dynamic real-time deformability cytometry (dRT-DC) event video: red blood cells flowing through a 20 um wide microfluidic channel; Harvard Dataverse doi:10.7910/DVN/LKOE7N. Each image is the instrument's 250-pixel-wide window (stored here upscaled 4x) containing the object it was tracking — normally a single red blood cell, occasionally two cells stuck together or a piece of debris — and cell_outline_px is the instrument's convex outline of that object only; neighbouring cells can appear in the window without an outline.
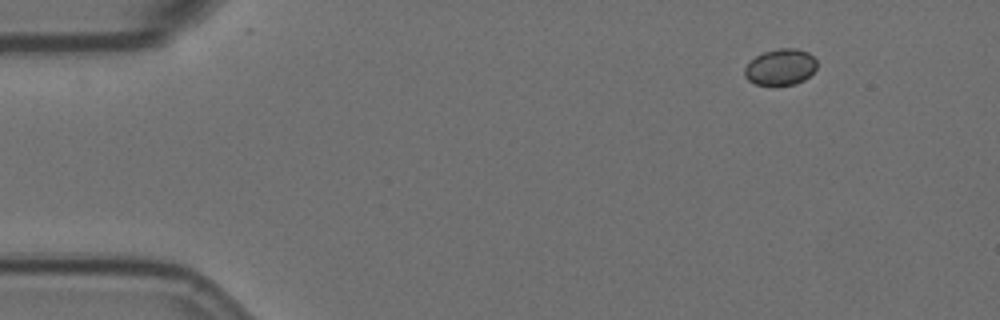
{"species": "Egyptian fruit bat (a non-hibernating species)", "species_latin": "Rousettus aegyptiacus", "temperature_condition": "room temperature", "stored_images_in_passage": 53, "camera_frame_rate_fps": 3000, "um_per_image_px": 0.085, "animal": {"sex": "female"}, "frame": {"image": 1, "passage_image": 1, "time_ms": 0.0, "image_size_px": [1000, 320], "cell_outline_px": [[816, 68], [804, 80], [796, 84], [756, 84], [748, 80], [744, 76], [744, 68], [756, 56], [764, 52], [776, 48], [796, 48], [808, 52], [816, 60]], "centroid_in_image_um": [66.34, 5.68], "position_along_channel_um": 18.7, "area_um2": 15.09}}
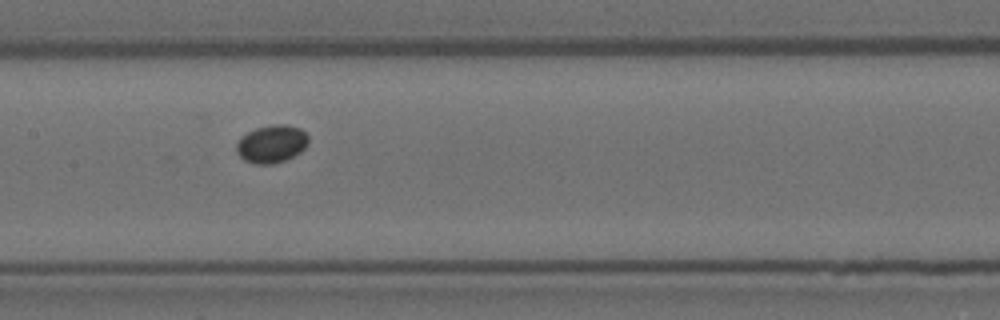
{"frame": {"image": 2, "passage_image": 23, "time_ms": 7.333, "image_size_px": [1000, 320], "cell_outline_px": [[308, 144], [300, 152], [284, 160], [272, 164], [252, 164], [244, 160], [236, 152], [236, 140], [240, 136], [256, 128], [272, 124], [288, 124], [300, 128], [308, 136]], "centroid_in_image_um": [23.05, 12.22], "position_along_channel_um": 184.3, "area_um2": 16.01}}
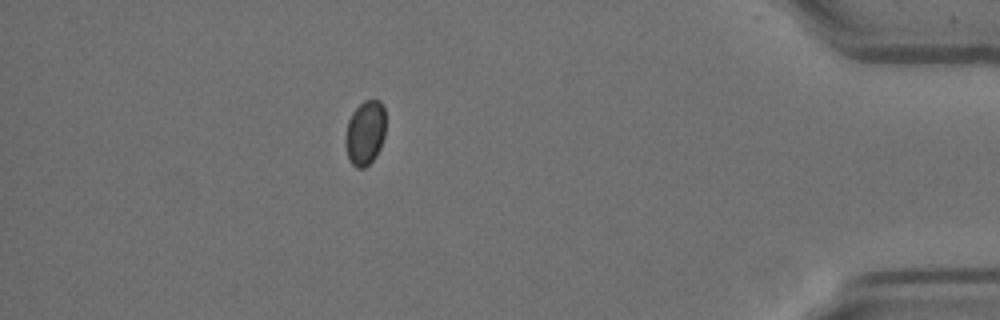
{"frame": {"image": 3, "passage_image": 46, "time_ms": 15.0, "image_size_px": [1000, 320], "cell_outline_px": [[384, 136], [380, 148], [376, 156], [364, 168], [356, 168], [352, 164], [348, 156], [348, 120], [352, 112], [364, 100], [380, 100], [384, 108]], "centroid_in_image_um": [31.08, 11.27], "position_along_channel_um": 404.1, "area_um2": 14.57}}